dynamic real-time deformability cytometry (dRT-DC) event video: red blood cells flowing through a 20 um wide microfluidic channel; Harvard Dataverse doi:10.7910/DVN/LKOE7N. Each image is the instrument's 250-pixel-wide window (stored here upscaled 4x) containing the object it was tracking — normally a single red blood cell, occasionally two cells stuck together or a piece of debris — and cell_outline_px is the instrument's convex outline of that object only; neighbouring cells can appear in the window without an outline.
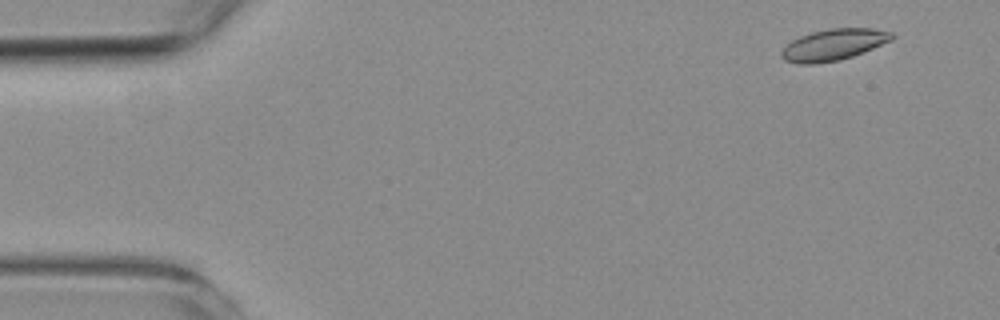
{"species": "common noctule bat (a hibernating species)", "species_latin": "Nyctalus noctula", "temperature_condition": "room temperature", "stored_images_in_passage": 55, "camera_frame_rate_fps": 3000, "um_per_image_px": 0.085, "animal": {"sex": "female", "body_mass_g": 19.3, "forearm_length_mm": 54.1}, "frame": {"image": 1, "passage_image": 4, "time_ms": 1.0, "image_size_px": [1000, 320], "cell_outline_px": [[896, 36], [892, 40], [852, 56], [840, 60], [816, 64], [800, 64], [784, 60], [780, 56], [780, 52], [792, 40], [800, 36], [812, 32], [832, 28], [872, 28], [892, 32]], "centroid_in_image_um": [70.85, 3.8], "position_along_channel_um": 14.2, "area_um2": 20.11}}
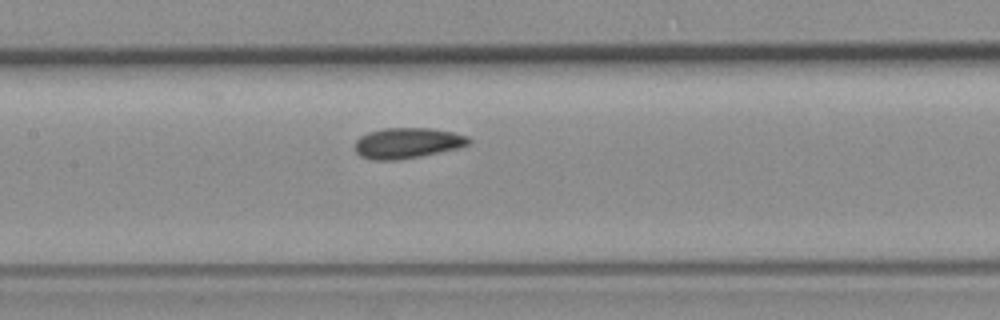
{"frame": {"image": 2, "passage_image": 26, "time_ms": 8.333, "image_size_px": [1000, 320], "cell_outline_px": [[472, 144], [460, 148], [420, 156], [396, 160], [372, 160], [360, 156], [356, 152], [356, 140], [360, 136], [368, 132], [384, 128], [428, 128], [452, 132], [468, 136], [472, 140]], "centroid_in_image_um": [34.66, 12.16], "position_along_channel_um": 172.7, "area_um2": 20.4}}
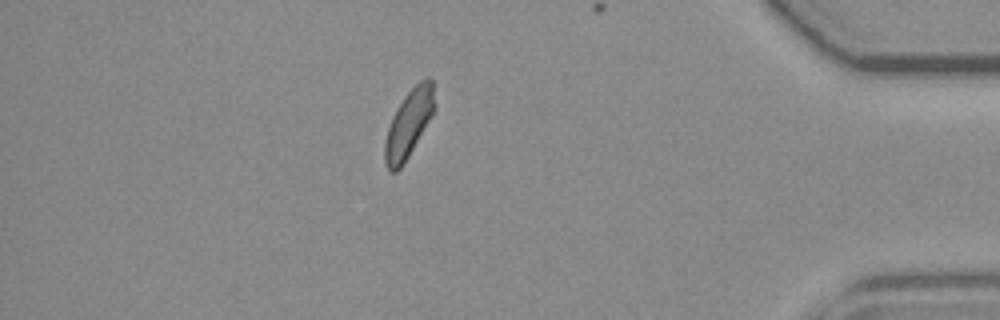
{"frame": {"image": 3, "passage_image": 48, "time_ms": 15.667, "image_size_px": [1000, 320], "cell_outline_px": [[432, 116], [404, 164], [396, 172], [392, 172], [388, 168], [384, 160], [384, 144], [388, 128], [392, 116], [396, 108], [404, 96], [420, 80], [428, 76], [432, 80]], "centroid_in_image_um": [34.7, 10.55], "position_along_channel_um": 400.5, "area_um2": 19.13}, "authors_computed_cell_mechanics": {"area_um2": 19.9988, "velocity_mm_per_s": 3.7064, "shape_relaxation_time_tau1_ms": 7.4313, "shape_relaxation_time_tau2_ms": 2.4692, "deformation_change_tau1": 0.1167, "deformation_change_tau2": 0.0512}}